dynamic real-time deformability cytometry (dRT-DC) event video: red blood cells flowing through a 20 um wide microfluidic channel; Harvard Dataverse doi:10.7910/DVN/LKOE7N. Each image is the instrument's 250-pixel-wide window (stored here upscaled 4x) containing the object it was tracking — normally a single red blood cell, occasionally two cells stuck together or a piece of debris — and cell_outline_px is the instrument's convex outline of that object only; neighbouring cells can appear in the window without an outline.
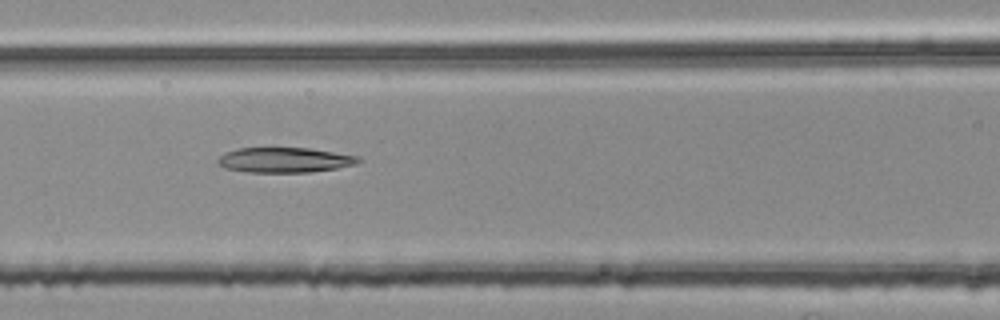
{"species": "common noctule bat (a hibernating species)", "species_latin": "Nyctalus noctula", "temperature_condition": "room temperature", "stored_images_in_passage": 46, "segment_of_instrument_passage": [2, 2], "camera_frame_rate_fps": 3000, "um_per_image_px": 0.085, "animal": {"sex": "female", "body_mass_g": 25.1}, "frame": {"image": 1, "passage_image": 18, "time_ms": 5.667, "image_size_px": [1000, 320], "cell_outline_px": [[364, 160], [356, 164], [336, 168], [308, 172], [248, 172], [224, 168], [216, 160], [224, 152], [236, 148], [308, 148], [360, 156]], "centroid_in_image_um": [24.2, 13.59], "position_along_channel_um": 142.4, "area_um2": 20.58}}
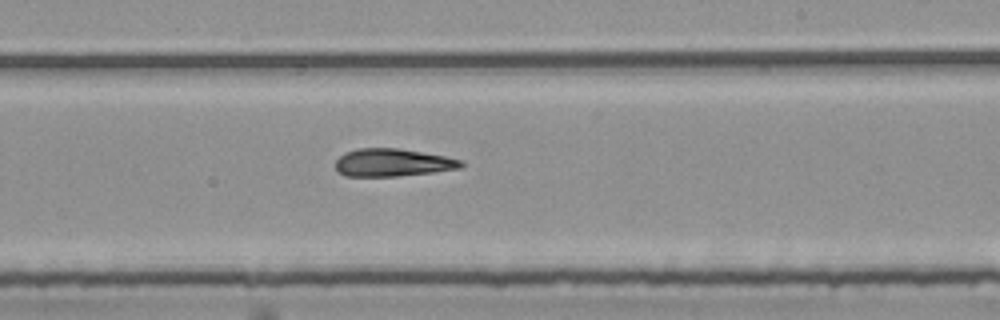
{"frame": {"image": 2, "passage_image": 27, "time_ms": 8.667, "image_size_px": [1000, 320], "cell_outline_px": [[464, 164], [460, 168], [432, 172], [396, 176], [344, 176], [336, 168], [336, 160], [344, 152], [356, 148], [400, 148], [444, 156], [464, 160]], "centroid_in_image_um": [33.37, 13.81], "position_along_channel_um": 255.6, "area_um2": 20.29}}
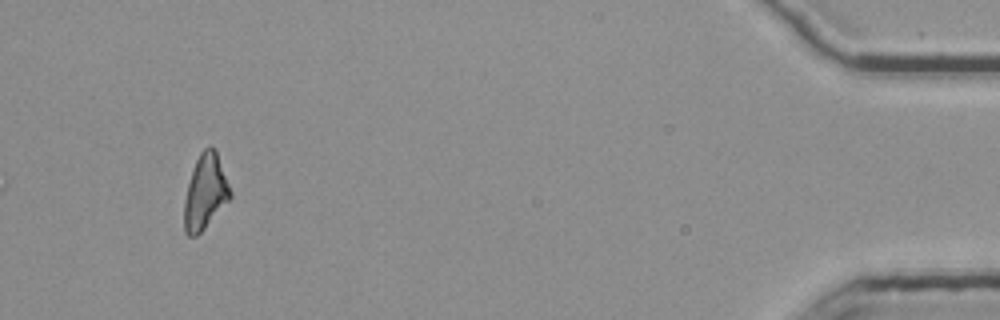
{"frame": {"image": 3, "passage_image": 46, "time_ms": 15.0, "image_size_px": [1000, 320], "cell_outline_px": [[232, 196], [204, 228], [196, 236], [188, 236], [184, 232], [184, 200], [192, 168], [200, 152], [204, 148], [216, 148], [232, 192]], "centroid_in_image_um": [17.44, 16.3], "position_along_channel_um": 417.8, "area_um2": 20.0}}